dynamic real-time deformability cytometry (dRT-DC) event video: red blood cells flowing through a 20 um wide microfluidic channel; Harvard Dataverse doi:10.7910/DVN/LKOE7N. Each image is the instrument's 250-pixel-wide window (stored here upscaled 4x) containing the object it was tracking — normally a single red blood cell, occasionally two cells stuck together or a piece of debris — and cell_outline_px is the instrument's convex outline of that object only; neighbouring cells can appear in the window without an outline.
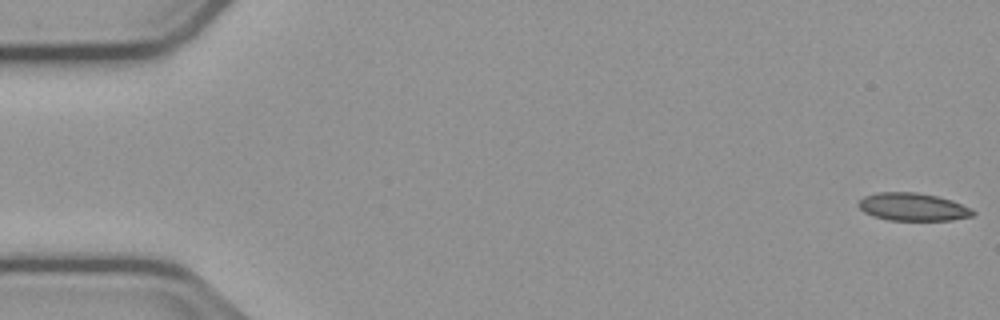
{"species": "common noctule bat (a hibernating species)", "species_latin": "Nyctalus noctula", "temperature_condition": "cold", "stored_images_in_passage": 55, "camera_frame_rate_fps": 3000, "um_per_image_px": 0.085, "animal": {"sex": "male", "body_mass_g": 23.1, "forearm_length_mm": 52.7}, "frame": {"image": 1, "passage_image": 1, "time_ms": 0.0, "image_size_px": [1000, 320], "cell_outline_px": [[976, 212], [972, 216], [952, 220], [888, 220], [872, 216], [864, 212], [856, 204], [864, 196], [876, 192], [916, 192], [936, 196], [952, 200], [972, 208]], "centroid_in_image_um": [77.58, 17.58], "position_along_channel_um": 7.4, "area_um2": 18.67}}
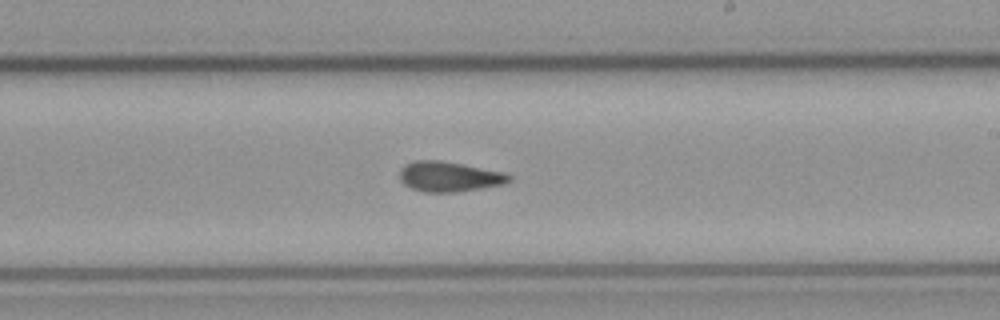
{"frame": {"image": 2, "passage_image": 32, "time_ms": 10.333, "image_size_px": [1000, 320], "cell_outline_px": [[512, 180], [504, 184], [456, 192], [424, 192], [412, 188], [404, 184], [400, 180], [400, 168], [404, 164], [412, 160], [440, 160], [464, 164], [504, 172], [512, 176]], "centroid_in_image_um": [38.17, 15.0], "position_along_channel_um": 250.8, "area_um2": 19.36}}
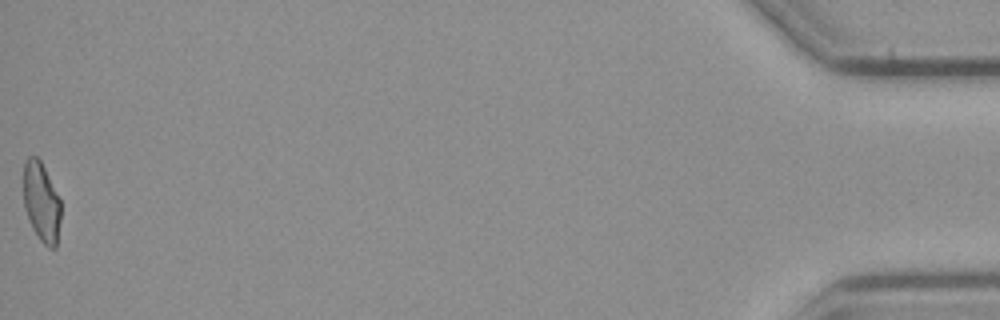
{"frame": {"image": 3, "passage_image": 55, "time_ms": 18.0, "image_size_px": [1000, 320], "cell_outline_px": [[60, 220], [56, 248], [48, 248], [40, 240], [32, 228], [24, 208], [24, 160], [28, 156], [36, 156], [40, 160], [60, 200]], "centroid_in_image_um": [3.51, 17.19], "position_along_channel_um": 431.7, "area_um2": 17.17}, "authors_computed_cell_mechanics": {"area_um2": 18.8428, "velocity_mm_per_s": 3.7587, "shape_relaxation_time_tau1_ms": 9.8429, "shape_relaxation_time_tau2_ms": 2.6535, "deformation_change_tau1": 0.2111, "deformation_change_tau2": 0.0942}}